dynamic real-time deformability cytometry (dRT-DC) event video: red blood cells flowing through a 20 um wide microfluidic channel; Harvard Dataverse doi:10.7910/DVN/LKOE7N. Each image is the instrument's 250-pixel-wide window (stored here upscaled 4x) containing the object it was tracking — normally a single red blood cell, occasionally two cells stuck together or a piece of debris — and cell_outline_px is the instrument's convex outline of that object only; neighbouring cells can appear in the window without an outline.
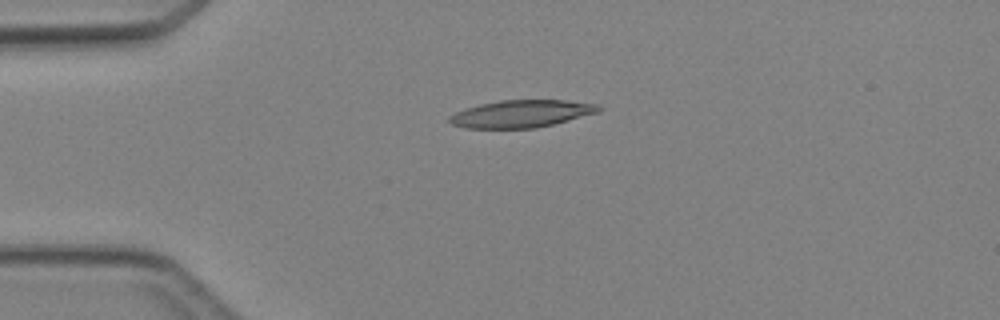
{"species": "Egyptian fruit bat (a non-hibernating species)", "species_latin": "Rousettus aegyptiacus", "temperature_condition": "cold", "stored_images_in_passage": 2, "camera_frame_rate_fps": 3000, "um_per_image_px": 0.085, "animal": {"sex": "female"}, "frame": {"image": 1, "passage_image": 1, "time_ms": 0.0, "image_size_px": [1000, 320], "cell_outline_px": [[604, 108], [600, 112], [536, 128], [464, 128], [452, 124], [448, 120], [448, 116], [456, 112], [480, 104], [500, 100], [564, 100], [596, 104]], "centroid_in_image_um": [44.32, 9.67], "position_along_channel_um": 40.7, "area_um2": 23.7}}